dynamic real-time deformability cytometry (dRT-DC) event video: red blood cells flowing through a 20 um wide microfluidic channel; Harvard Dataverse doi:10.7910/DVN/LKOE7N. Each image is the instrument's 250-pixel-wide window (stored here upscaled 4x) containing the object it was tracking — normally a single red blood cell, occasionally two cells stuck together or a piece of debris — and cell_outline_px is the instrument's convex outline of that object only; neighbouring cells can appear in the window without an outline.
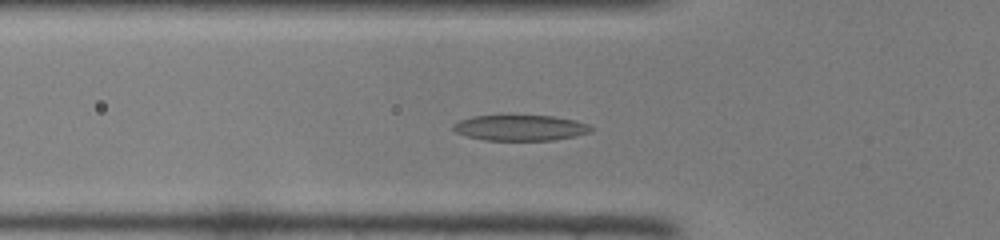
{"species": "common noctule bat (a hibernating species)", "species_latin": "Nyctalus noctula", "temperature_condition": "room temperature", "stored_images_in_passage": 36, "camera_frame_rate_fps": 3000, "um_per_image_px": 0.085, "animal": {"sex": "female", "body_mass_g": 22.0, "forearm_length_mm": 56.7}, "frame": {"image": 1, "passage_image": 11, "time_ms": 3.333, "image_size_px": [1000, 240], "cell_outline_px": [[596, 128], [592, 132], [576, 136], [552, 140], [484, 140], [468, 136], [456, 132], [452, 128], [452, 124], [460, 120], [472, 116], [504, 112], [512, 112], [552, 116], [576, 120], [588, 124]], "centroid_in_image_um": [44.22, 10.8], "position_along_channel_um": 81.6, "area_um2": 21.91}}
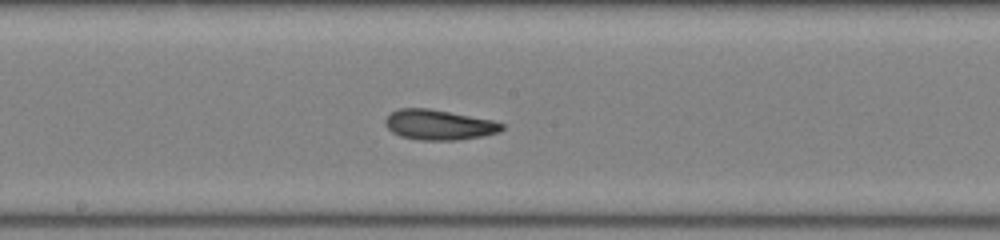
{"frame": {"image": 2, "passage_image": 20, "time_ms": 6.333, "image_size_px": [1000, 240], "cell_outline_px": [[504, 128], [500, 132], [484, 136], [456, 140], [420, 140], [400, 136], [392, 132], [384, 124], [384, 120], [392, 112], [400, 108], [428, 108], [492, 120], [504, 124]], "centroid_in_image_um": [37.31, 10.61], "position_along_channel_um": 210.9, "area_um2": 20.46}}
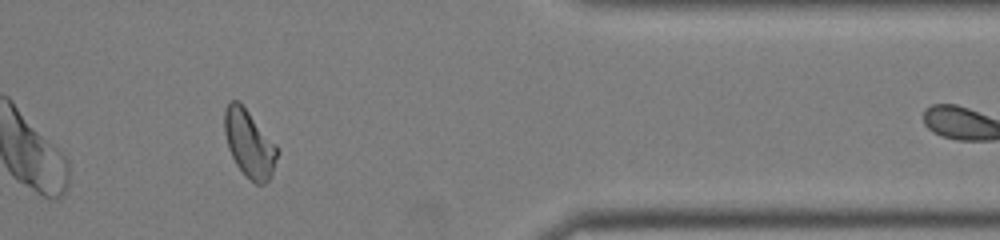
{"frame": {"image": 3, "passage_image": 34, "time_ms": 11.0, "image_size_px": [1000, 240], "cell_outline_px": [[280, 152], [272, 172], [268, 180], [264, 184], [256, 184], [236, 164], [228, 148], [224, 132], [224, 108], [228, 100], [236, 100], [248, 112], [276, 144]], "centroid_in_image_um": [21.18, 12.19], "position_along_channel_um": 390.2, "area_um2": 20.4}}